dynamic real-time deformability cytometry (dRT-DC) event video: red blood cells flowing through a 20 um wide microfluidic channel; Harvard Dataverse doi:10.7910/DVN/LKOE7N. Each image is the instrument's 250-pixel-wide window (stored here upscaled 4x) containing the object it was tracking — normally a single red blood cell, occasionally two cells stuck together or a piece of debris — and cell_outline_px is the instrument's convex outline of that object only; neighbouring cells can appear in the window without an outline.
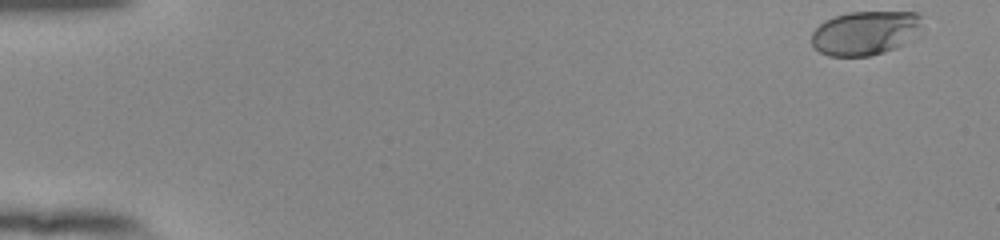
{"species": "human", "species_latin": "Homo sapiens", "temperature_condition": "room temperature", "stored_images_in_passage": 11, "camera_frame_rate_fps": 3000, "um_per_image_px": 0.085, "donor": {"sex": "female"}, "frame": {"image": 1, "passage_image": 1, "time_ms": 0.0, "image_size_px": [1000, 240], "cell_outline_px": [[924, 28], [912, 40], [896, 48], [884, 52], [868, 56], [828, 56], [820, 52], [812, 44], [812, 32], [824, 20], [848, 12], [916, 12], [920, 16]], "centroid_in_image_um": [73.59, 2.8], "position_along_channel_um": 11.4, "area_um2": 28.73}}